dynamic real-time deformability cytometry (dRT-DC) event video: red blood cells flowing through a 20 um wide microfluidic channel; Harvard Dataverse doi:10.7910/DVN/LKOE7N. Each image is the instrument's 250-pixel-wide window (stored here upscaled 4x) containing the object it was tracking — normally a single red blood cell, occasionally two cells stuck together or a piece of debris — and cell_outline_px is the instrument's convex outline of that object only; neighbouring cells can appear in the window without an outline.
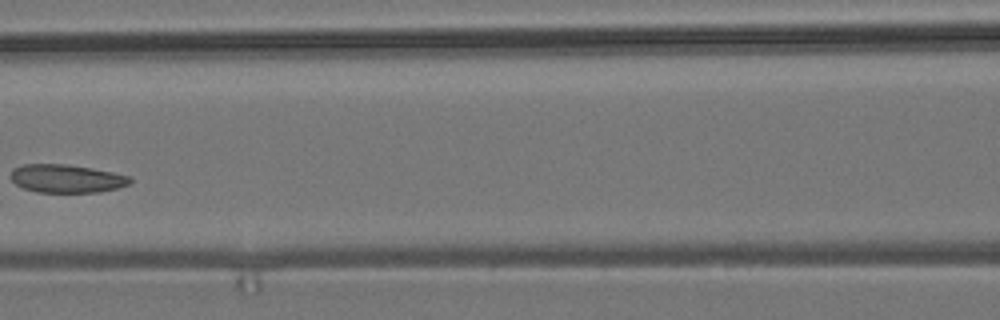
{"species": "common noctule bat (a hibernating species)", "species_latin": "Nyctalus noctula", "temperature_condition": "room temperature", "stored_images_in_passage": 7, "camera_frame_rate_fps": 3000, "um_per_image_px": 0.085, "animal": {"sex": "male", "body_mass_g": 19.2, "forearm_length_mm": 51.8}, "frame": {"image": 1, "passage_image": 6, "time_ms": 6.0, "image_size_px": [1000, 320], "cell_outline_px": [[132, 180], [128, 184], [116, 188], [100, 192], [36, 192], [24, 188], [16, 184], [12, 180], [12, 168], [24, 164], [68, 164], [92, 168], [132, 176]], "centroid_in_image_um": [5.67, 15.17], "position_along_channel_um": 160.9, "area_um2": 19.59}}
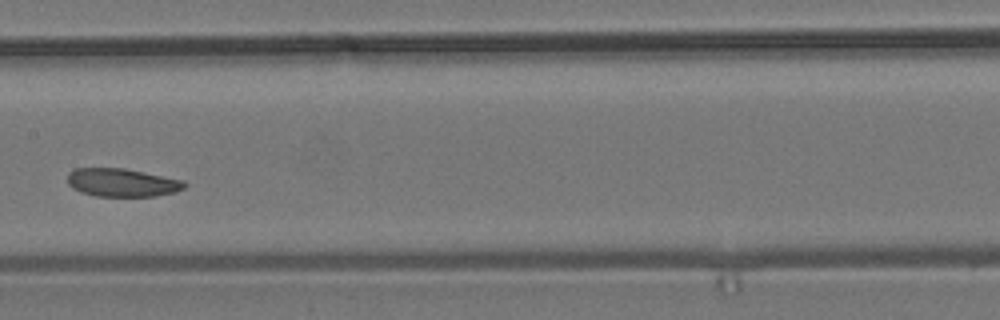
{"frame": {"image": 2, "passage_image": 7, "time_ms": 7.0, "image_size_px": [1000, 320], "cell_outline_px": [[188, 184], [184, 188], [176, 192], [156, 196], [96, 196], [80, 192], [72, 188], [68, 184], [68, 172], [76, 168], [124, 168], [184, 180]], "centroid_in_image_um": [10.39, 15.52], "position_along_channel_um": 197.0, "area_um2": 19.36}}